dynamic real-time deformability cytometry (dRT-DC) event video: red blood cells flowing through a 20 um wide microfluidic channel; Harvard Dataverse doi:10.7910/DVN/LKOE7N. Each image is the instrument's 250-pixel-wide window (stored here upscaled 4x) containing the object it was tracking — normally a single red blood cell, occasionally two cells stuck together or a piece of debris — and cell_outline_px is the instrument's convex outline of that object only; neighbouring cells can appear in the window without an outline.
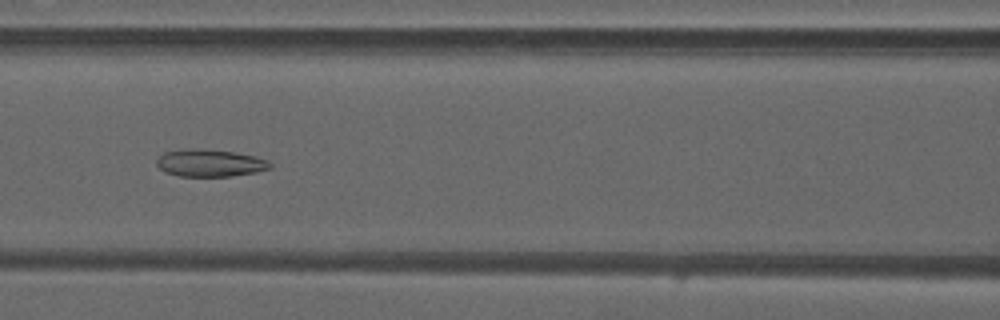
{"species": "common noctule bat (a hibernating species)", "species_latin": "Nyctalus noctula", "temperature_condition": "warm", "stored_images_in_passage": 48, "camera_frame_rate_fps": 3000, "um_per_image_px": 0.085, "animal": {"sex": "male", "forearm_length_mm": 52.5}, "frame": {"image": 1, "passage_image": 20, "time_ms": 6.333, "image_size_px": [1000, 320], "cell_outline_px": [[272, 168], [256, 172], [232, 176], [180, 176], [164, 172], [156, 164], [156, 160], [164, 152], [184, 148], [192, 148], [232, 152], [256, 156], [268, 160], [272, 164]], "centroid_in_image_um": [17.84, 13.85], "position_along_channel_um": 148.8, "area_um2": 18.09}}
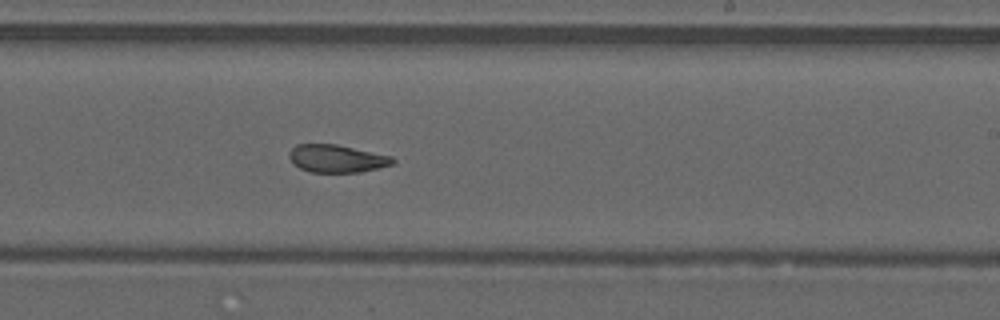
{"frame": {"image": 2, "passage_image": 28, "time_ms": 9.0, "image_size_px": [1000, 320], "cell_outline_px": [[396, 160], [392, 164], [360, 172], [312, 172], [300, 168], [292, 164], [288, 156], [288, 152], [296, 144], [336, 144], [392, 156]], "centroid_in_image_um": [28.58, 13.47], "position_along_channel_um": 260.4, "area_um2": 16.7}}
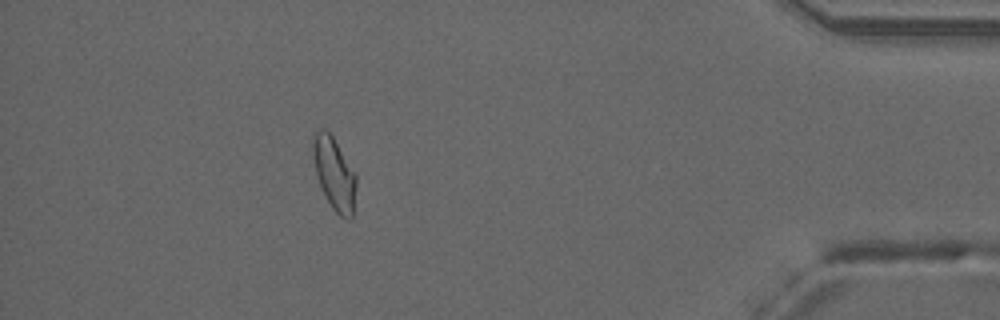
{"frame": {"image": 3, "passage_image": 42, "time_ms": 13.667, "image_size_px": [1000, 320], "cell_outline_px": [[356, 188], [352, 216], [348, 220], [340, 216], [332, 208], [316, 176], [312, 156], [312, 136], [320, 128], [324, 128], [332, 136], [356, 172]], "centroid_in_image_um": [28.41, 14.73], "position_along_channel_um": 406.8, "area_um2": 18.32}, "authors_computed_cell_mechanics": {"area_um2": 18.4093, "velocity_mm_per_s": 4.2029, "shape_relaxation_time_tau1_ms": null, "shape_relaxation_time_tau2_ms": 2.5703, "deformation_change_tau1": null, "deformation_change_tau2": 0.0994}}